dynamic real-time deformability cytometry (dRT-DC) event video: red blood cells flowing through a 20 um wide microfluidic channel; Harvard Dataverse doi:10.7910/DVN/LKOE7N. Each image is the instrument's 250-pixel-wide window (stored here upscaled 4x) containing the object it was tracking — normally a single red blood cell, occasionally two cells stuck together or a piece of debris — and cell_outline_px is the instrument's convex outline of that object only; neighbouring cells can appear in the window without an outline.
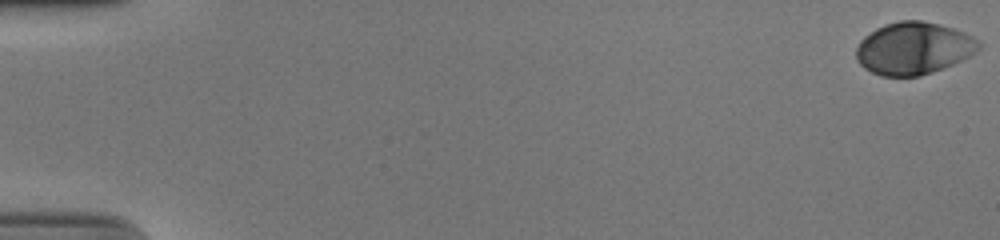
{"species": "human", "species_latin": "Homo sapiens", "temperature_condition": "cold", "stored_images_in_passage": 48, "camera_frame_rate_fps": 3000, "um_per_image_px": 0.085, "donor": {"sex": "male"}, "frame": {"image": 1, "passage_image": 1, "time_ms": 0.0, "image_size_px": [1000, 240], "cell_outline_px": [[980, 48], [968, 56], [952, 64], [932, 72], [920, 76], [880, 76], [864, 68], [860, 64], [856, 56], [856, 48], [860, 40], [864, 36], [876, 28], [884, 24], [900, 20], [920, 20], [952, 28], [964, 32], [972, 36], [980, 44]], "centroid_in_image_um": [77.61, 4.1], "position_along_channel_um": 7.4, "area_um2": 37.11}}
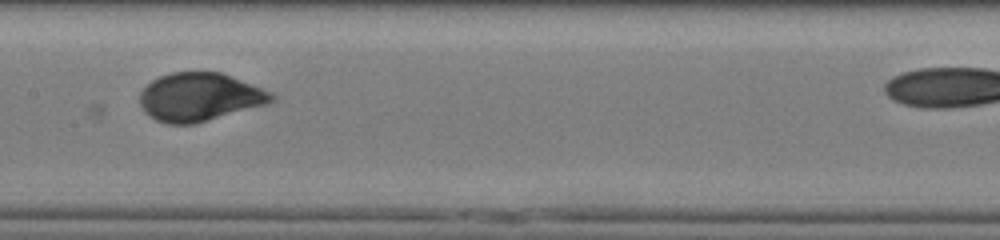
{"frame": {"image": 2, "passage_image": 29, "time_ms": 9.333, "image_size_px": [1000, 240], "cell_outline_px": [[276, 100], [268, 104], [196, 124], [168, 124], [156, 120], [148, 116], [144, 112], [140, 104], [140, 92], [152, 80], [160, 76], [172, 72], [220, 72], [260, 88], [276, 96]], "centroid_in_image_um": [16.95, 8.27], "position_along_channel_um": 190.5, "area_um2": 36.99}}
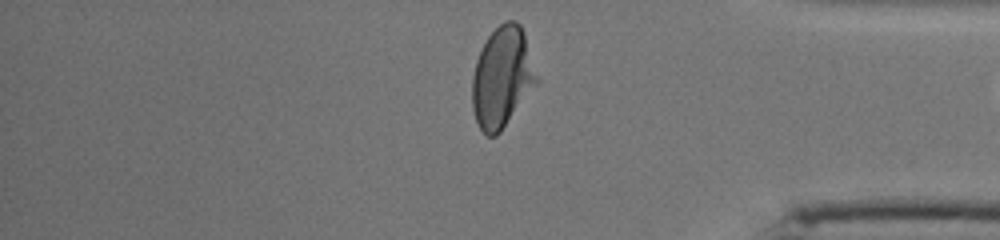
{"frame": {"image": 3, "passage_image": 46, "time_ms": 15.0, "image_size_px": [1000, 240], "cell_outline_px": [[540, 80], [500, 132], [496, 136], [488, 136], [480, 128], [476, 120], [472, 108], [472, 76], [476, 60], [488, 36], [504, 20], [516, 20], [520, 24], [524, 32]], "centroid_in_image_um": [42.7, 6.56], "position_along_channel_um": 392.5, "area_um2": 37.86}, "authors_computed_cell_mechanics": {"area_um2": 36.9053, "velocity_mm_per_s": 3.8813, "shape_relaxation_time_tau1_ms": 2.6643, "shape_relaxation_time_tau2_ms": null, "deformation_change_tau1": 0.147, "deformation_change_tau2": null}}